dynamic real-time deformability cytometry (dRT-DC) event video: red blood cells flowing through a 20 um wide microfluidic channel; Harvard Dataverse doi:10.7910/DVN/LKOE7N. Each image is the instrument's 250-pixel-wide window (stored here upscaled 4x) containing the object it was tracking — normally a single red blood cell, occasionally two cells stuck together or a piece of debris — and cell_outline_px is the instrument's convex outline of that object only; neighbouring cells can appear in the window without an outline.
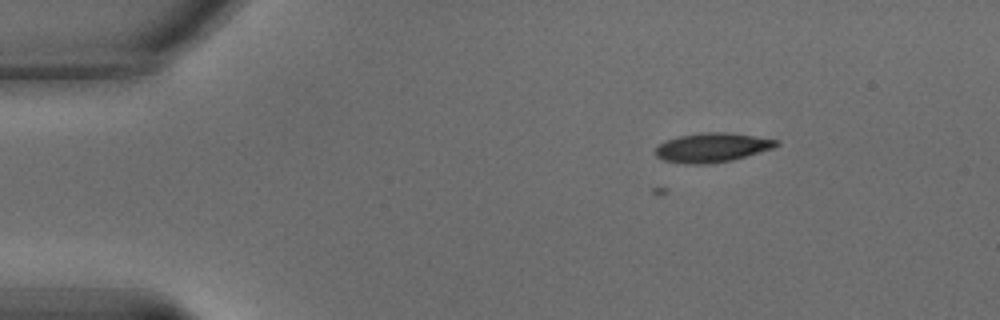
{"species": "common noctule bat (a hibernating species)", "species_latin": "Nyctalus noctula", "temperature_condition": "warm", "stored_images_in_passage": 2, "camera_frame_rate_fps": 3000, "um_per_image_px": 0.085, "animal": {"sex": "male", "body_mass_g": 15.6}, "frame": {"image": 1, "passage_image": 2, "time_ms": 0.333, "image_size_px": [1000, 320], "cell_outline_px": [[780, 144], [772, 148], [732, 160], [708, 164], [684, 164], [664, 160], [656, 156], [656, 148], [664, 140], [680, 136], [704, 132], [724, 132], [752, 136], [776, 140]], "centroid_in_image_um": [60.48, 12.55], "position_along_channel_um": 24.5, "area_um2": 20.29}}